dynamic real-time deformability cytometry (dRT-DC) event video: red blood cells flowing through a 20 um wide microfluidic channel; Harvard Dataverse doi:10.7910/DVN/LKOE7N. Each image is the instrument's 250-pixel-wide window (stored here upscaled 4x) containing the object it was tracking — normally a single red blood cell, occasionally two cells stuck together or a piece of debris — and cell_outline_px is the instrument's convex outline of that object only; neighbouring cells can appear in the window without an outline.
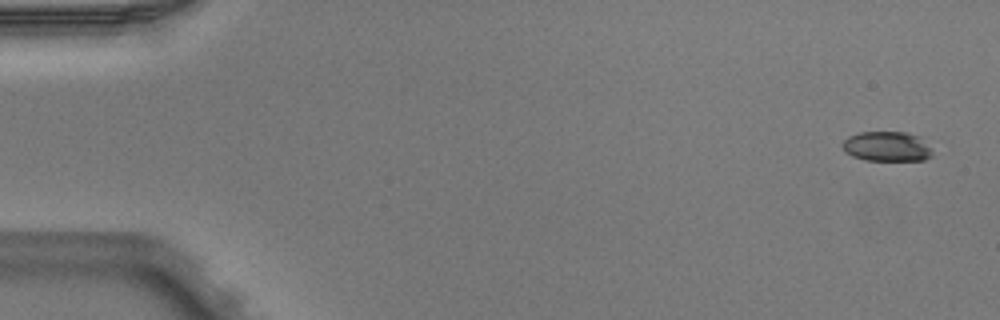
{"species": "Egyptian fruit bat (a non-hibernating species)", "species_latin": "Rousettus aegyptiacus", "temperature_condition": "warm", "stored_images_in_passage": 4, "camera_frame_rate_fps": 3000, "um_per_image_px": 0.085, "animal": {"sex": "male"}, "frame": {"image": 1, "passage_image": 1, "time_ms": 0.0, "image_size_px": [1000, 320], "cell_outline_px": [[932, 156], [924, 160], [864, 160], [852, 156], [844, 152], [840, 144], [848, 136], [860, 132], [904, 132], [920, 136], [932, 152]], "centroid_in_image_um": [75.34, 12.45], "position_along_channel_um": 9.7, "area_um2": 15.72}}
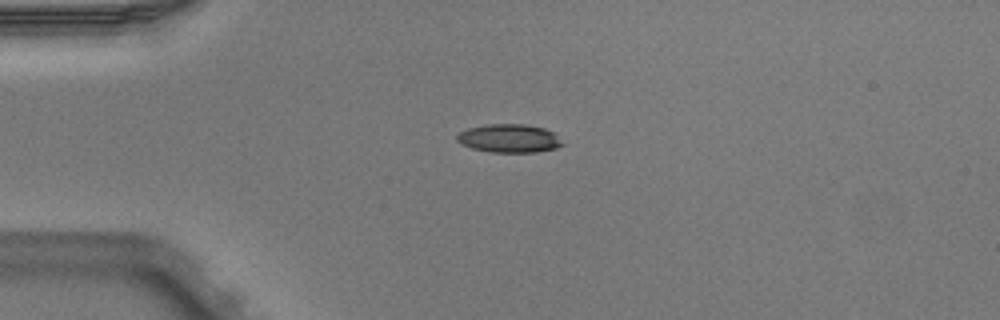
{"frame": {"image": 2, "passage_image": 4, "time_ms": 1.0, "image_size_px": [1000, 320], "cell_outline_px": [[564, 144], [556, 148], [536, 152], [488, 152], [472, 148], [460, 144], [456, 140], [456, 136], [460, 132], [468, 128], [488, 124], [528, 124], [544, 128], [552, 132]], "centroid_in_image_um": [43.25, 11.76], "position_along_channel_um": 41.8, "area_um2": 17.46}}